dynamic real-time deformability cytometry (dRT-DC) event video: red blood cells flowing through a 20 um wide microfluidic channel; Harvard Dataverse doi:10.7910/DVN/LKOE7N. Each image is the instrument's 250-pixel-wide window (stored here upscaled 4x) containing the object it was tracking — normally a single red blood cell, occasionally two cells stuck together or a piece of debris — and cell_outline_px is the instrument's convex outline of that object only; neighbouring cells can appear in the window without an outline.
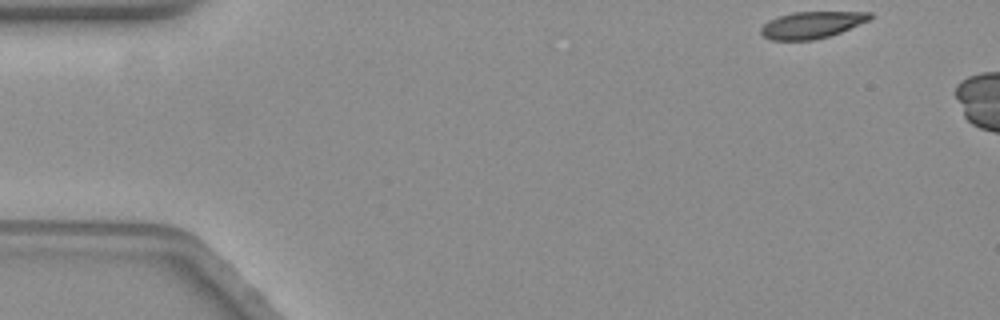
{"species": "common noctule bat (a hibernating species)", "species_latin": "Nyctalus noctula", "temperature_condition": "warm", "stored_images_in_passage": 7, "camera_frame_rate_fps": 3000, "um_per_image_px": 0.085, "animal": {"sex": "female", "body_mass_g": 19.3, "forearm_length_mm": 54.1}, "frame": {"image": 1, "passage_image": 1, "time_ms": 0.0, "image_size_px": [1000, 320], "cell_outline_px": [[872, 20], [840, 32], [828, 36], [812, 40], [768, 40], [760, 32], [760, 28], [768, 20], [792, 12], [872, 12]], "centroid_in_image_um": [69.0, 2.11], "position_along_channel_um": 16.0, "area_um2": 17.05}}